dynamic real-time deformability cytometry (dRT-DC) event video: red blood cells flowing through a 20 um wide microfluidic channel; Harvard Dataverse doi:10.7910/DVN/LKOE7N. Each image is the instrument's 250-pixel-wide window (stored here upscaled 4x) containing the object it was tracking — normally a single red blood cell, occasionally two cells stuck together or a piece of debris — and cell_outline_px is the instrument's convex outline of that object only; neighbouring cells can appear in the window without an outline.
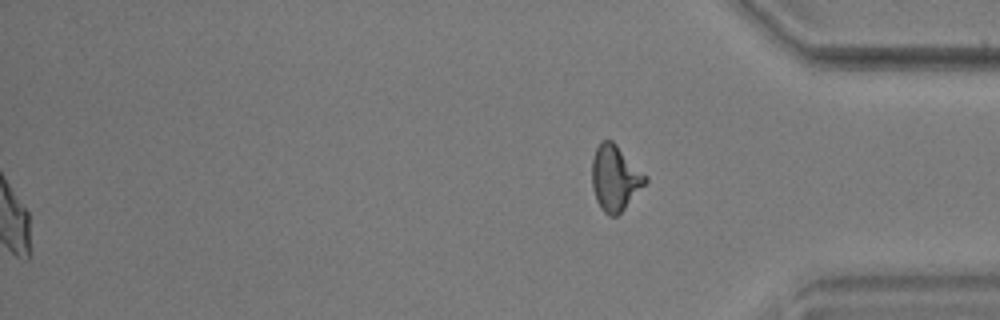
{"species": "common noctule bat (a hibernating species)", "species_latin": "Nyctalus noctula", "temperature_condition": "warm", "stored_images_in_passage": 58, "segment_of_instrument_passage": [2, 2], "camera_frame_rate_fps": 3000, "um_per_image_px": 0.085, "animal": {"sex": "male", "body_mass_g": 17.9, "forearm_length_mm": 54.2}, "frame": {"image": 1, "passage_image": 58, "time_ms": 19.0, "image_size_px": [1000, 320], "cell_outline_px": [[648, 180], [624, 208], [616, 216], [608, 216], [600, 208], [596, 200], [592, 188], [592, 160], [596, 148], [600, 140], [612, 140], [648, 176]], "centroid_in_image_um": [52.26, 15.12], "position_along_channel_um": 382.9, "area_um2": 20.29}}